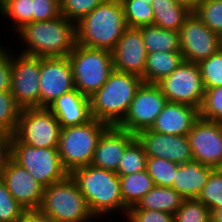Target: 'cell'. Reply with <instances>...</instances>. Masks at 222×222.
<instances>
[{"label":"cell","mask_w":222,"mask_h":222,"mask_svg":"<svg viewBox=\"0 0 222 222\" xmlns=\"http://www.w3.org/2000/svg\"><path fill=\"white\" fill-rule=\"evenodd\" d=\"M69 175L84 195L91 213L97 220L104 217L107 220V216L113 220L110 216L116 212L120 214V219L126 217L129 208L123 203L120 179L116 172L90 164L73 170Z\"/></svg>","instance_id":"obj_1"},{"label":"cell","mask_w":222,"mask_h":222,"mask_svg":"<svg viewBox=\"0 0 222 222\" xmlns=\"http://www.w3.org/2000/svg\"><path fill=\"white\" fill-rule=\"evenodd\" d=\"M13 38H19L21 51L37 57H67L77 44L76 23L64 16L24 25ZM23 42V43H22ZM25 46V47H24Z\"/></svg>","instance_id":"obj_2"},{"label":"cell","mask_w":222,"mask_h":222,"mask_svg":"<svg viewBox=\"0 0 222 222\" xmlns=\"http://www.w3.org/2000/svg\"><path fill=\"white\" fill-rule=\"evenodd\" d=\"M127 28L120 0H104L76 23L77 44L112 51Z\"/></svg>","instance_id":"obj_3"},{"label":"cell","mask_w":222,"mask_h":222,"mask_svg":"<svg viewBox=\"0 0 222 222\" xmlns=\"http://www.w3.org/2000/svg\"><path fill=\"white\" fill-rule=\"evenodd\" d=\"M142 78L114 70L90 100L92 118L109 126H118L128 113Z\"/></svg>","instance_id":"obj_4"},{"label":"cell","mask_w":222,"mask_h":222,"mask_svg":"<svg viewBox=\"0 0 222 222\" xmlns=\"http://www.w3.org/2000/svg\"><path fill=\"white\" fill-rule=\"evenodd\" d=\"M39 209L54 222L97 221L70 175L44 188Z\"/></svg>","instance_id":"obj_5"},{"label":"cell","mask_w":222,"mask_h":222,"mask_svg":"<svg viewBox=\"0 0 222 222\" xmlns=\"http://www.w3.org/2000/svg\"><path fill=\"white\" fill-rule=\"evenodd\" d=\"M108 127L106 123L92 118L82 125L61 128L59 157L69 174L91 164L99 138Z\"/></svg>","instance_id":"obj_6"},{"label":"cell","mask_w":222,"mask_h":222,"mask_svg":"<svg viewBox=\"0 0 222 222\" xmlns=\"http://www.w3.org/2000/svg\"><path fill=\"white\" fill-rule=\"evenodd\" d=\"M67 57L72 67L75 89L88 98L103 86L114 71L112 52L105 49L76 44Z\"/></svg>","instance_id":"obj_7"},{"label":"cell","mask_w":222,"mask_h":222,"mask_svg":"<svg viewBox=\"0 0 222 222\" xmlns=\"http://www.w3.org/2000/svg\"><path fill=\"white\" fill-rule=\"evenodd\" d=\"M12 159L22 166L44 188L64 180V169L58 147L36 148L12 136Z\"/></svg>","instance_id":"obj_8"},{"label":"cell","mask_w":222,"mask_h":222,"mask_svg":"<svg viewBox=\"0 0 222 222\" xmlns=\"http://www.w3.org/2000/svg\"><path fill=\"white\" fill-rule=\"evenodd\" d=\"M61 126L48 108L21 109L15 136L36 148L58 147Z\"/></svg>","instance_id":"obj_9"},{"label":"cell","mask_w":222,"mask_h":222,"mask_svg":"<svg viewBox=\"0 0 222 222\" xmlns=\"http://www.w3.org/2000/svg\"><path fill=\"white\" fill-rule=\"evenodd\" d=\"M156 85L168 102H176L200 109L205 88L199 65L183 61L169 76Z\"/></svg>","instance_id":"obj_10"},{"label":"cell","mask_w":222,"mask_h":222,"mask_svg":"<svg viewBox=\"0 0 222 222\" xmlns=\"http://www.w3.org/2000/svg\"><path fill=\"white\" fill-rule=\"evenodd\" d=\"M13 50L12 48L11 94L21 109L40 107V57Z\"/></svg>","instance_id":"obj_11"},{"label":"cell","mask_w":222,"mask_h":222,"mask_svg":"<svg viewBox=\"0 0 222 222\" xmlns=\"http://www.w3.org/2000/svg\"><path fill=\"white\" fill-rule=\"evenodd\" d=\"M166 103L167 98L156 84L142 83L118 127L135 135L150 129Z\"/></svg>","instance_id":"obj_12"},{"label":"cell","mask_w":222,"mask_h":222,"mask_svg":"<svg viewBox=\"0 0 222 222\" xmlns=\"http://www.w3.org/2000/svg\"><path fill=\"white\" fill-rule=\"evenodd\" d=\"M180 51L184 61L199 64L221 48V37L193 12L180 29Z\"/></svg>","instance_id":"obj_13"},{"label":"cell","mask_w":222,"mask_h":222,"mask_svg":"<svg viewBox=\"0 0 222 222\" xmlns=\"http://www.w3.org/2000/svg\"><path fill=\"white\" fill-rule=\"evenodd\" d=\"M40 107L48 108L57 98L75 90L68 57H40Z\"/></svg>","instance_id":"obj_14"},{"label":"cell","mask_w":222,"mask_h":222,"mask_svg":"<svg viewBox=\"0 0 222 222\" xmlns=\"http://www.w3.org/2000/svg\"><path fill=\"white\" fill-rule=\"evenodd\" d=\"M187 136L193 160L222 169V123L199 117Z\"/></svg>","instance_id":"obj_15"},{"label":"cell","mask_w":222,"mask_h":222,"mask_svg":"<svg viewBox=\"0 0 222 222\" xmlns=\"http://www.w3.org/2000/svg\"><path fill=\"white\" fill-rule=\"evenodd\" d=\"M136 138L147 157L167 159L179 165L193 160L187 135L174 136L145 129L139 131Z\"/></svg>","instance_id":"obj_16"},{"label":"cell","mask_w":222,"mask_h":222,"mask_svg":"<svg viewBox=\"0 0 222 222\" xmlns=\"http://www.w3.org/2000/svg\"><path fill=\"white\" fill-rule=\"evenodd\" d=\"M111 52L114 70L142 77L147 53L140 28L127 27Z\"/></svg>","instance_id":"obj_17"},{"label":"cell","mask_w":222,"mask_h":222,"mask_svg":"<svg viewBox=\"0 0 222 222\" xmlns=\"http://www.w3.org/2000/svg\"><path fill=\"white\" fill-rule=\"evenodd\" d=\"M1 179L23 209H39L44 187L26 169L11 159Z\"/></svg>","instance_id":"obj_18"},{"label":"cell","mask_w":222,"mask_h":222,"mask_svg":"<svg viewBox=\"0 0 222 222\" xmlns=\"http://www.w3.org/2000/svg\"><path fill=\"white\" fill-rule=\"evenodd\" d=\"M135 138V134L118 126H109L99 138L91 165L116 172L126 147Z\"/></svg>","instance_id":"obj_19"},{"label":"cell","mask_w":222,"mask_h":222,"mask_svg":"<svg viewBox=\"0 0 222 222\" xmlns=\"http://www.w3.org/2000/svg\"><path fill=\"white\" fill-rule=\"evenodd\" d=\"M199 117L198 108L167 101L150 130L174 136L187 135Z\"/></svg>","instance_id":"obj_20"},{"label":"cell","mask_w":222,"mask_h":222,"mask_svg":"<svg viewBox=\"0 0 222 222\" xmlns=\"http://www.w3.org/2000/svg\"><path fill=\"white\" fill-rule=\"evenodd\" d=\"M48 109L57 118L61 128L82 125L92 119L90 100L77 89L57 98Z\"/></svg>","instance_id":"obj_21"},{"label":"cell","mask_w":222,"mask_h":222,"mask_svg":"<svg viewBox=\"0 0 222 222\" xmlns=\"http://www.w3.org/2000/svg\"><path fill=\"white\" fill-rule=\"evenodd\" d=\"M215 168L191 160L178 165L173 189L185 199H197Z\"/></svg>","instance_id":"obj_22"},{"label":"cell","mask_w":222,"mask_h":222,"mask_svg":"<svg viewBox=\"0 0 222 222\" xmlns=\"http://www.w3.org/2000/svg\"><path fill=\"white\" fill-rule=\"evenodd\" d=\"M184 61L181 51L147 53L143 83L156 84Z\"/></svg>","instance_id":"obj_23"},{"label":"cell","mask_w":222,"mask_h":222,"mask_svg":"<svg viewBox=\"0 0 222 222\" xmlns=\"http://www.w3.org/2000/svg\"><path fill=\"white\" fill-rule=\"evenodd\" d=\"M185 198L173 188L154 186L135 206L129 209L163 211L174 215Z\"/></svg>","instance_id":"obj_24"},{"label":"cell","mask_w":222,"mask_h":222,"mask_svg":"<svg viewBox=\"0 0 222 222\" xmlns=\"http://www.w3.org/2000/svg\"><path fill=\"white\" fill-rule=\"evenodd\" d=\"M151 5L154 14L153 25L167 30L180 32L185 20L192 13L174 0H153Z\"/></svg>","instance_id":"obj_25"},{"label":"cell","mask_w":222,"mask_h":222,"mask_svg":"<svg viewBox=\"0 0 222 222\" xmlns=\"http://www.w3.org/2000/svg\"><path fill=\"white\" fill-rule=\"evenodd\" d=\"M146 53L180 51L179 31L155 25L140 27Z\"/></svg>","instance_id":"obj_26"},{"label":"cell","mask_w":222,"mask_h":222,"mask_svg":"<svg viewBox=\"0 0 222 222\" xmlns=\"http://www.w3.org/2000/svg\"><path fill=\"white\" fill-rule=\"evenodd\" d=\"M123 203L135 206L155 185L147 170L119 176Z\"/></svg>","instance_id":"obj_27"},{"label":"cell","mask_w":222,"mask_h":222,"mask_svg":"<svg viewBox=\"0 0 222 222\" xmlns=\"http://www.w3.org/2000/svg\"><path fill=\"white\" fill-rule=\"evenodd\" d=\"M0 17L3 21L7 19L9 24L11 22L9 31L16 33L24 25L33 22L32 0H10L0 9Z\"/></svg>","instance_id":"obj_28"},{"label":"cell","mask_w":222,"mask_h":222,"mask_svg":"<svg viewBox=\"0 0 222 222\" xmlns=\"http://www.w3.org/2000/svg\"><path fill=\"white\" fill-rule=\"evenodd\" d=\"M127 27L140 28L154 24L152 5L144 0H120Z\"/></svg>","instance_id":"obj_29"},{"label":"cell","mask_w":222,"mask_h":222,"mask_svg":"<svg viewBox=\"0 0 222 222\" xmlns=\"http://www.w3.org/2000/svg\"><path fill=\"white\" fill-rule=\"evenodd\" d=\"M147 155L142 144L135 138L125 149L118 165V176L131 175L146 170Z\"/></svg>","instance_id":"obj_30"},{"label":"cell","mask_w":222,"mask_h":222,"mask_svg":"<svg viewBox=\"0 0 222 222\" xmlns=\"http://www.w3.org/2000/svg\"><path fill=\"white\" fill-rule=\"evenodd\" d=\"M178 165L167 159L147 157L146 170L153 179L154 185L173 188Z\"/></svg>","instance_id":"obj_31"},{"label":"cell","mask_w":222,"mask_h":222,"mask_svg":"<svg viewBox=\"0 0 222 222\" xmlns=\"http://www.w3.org/2000/svg\"><path fill=\"white\" fill-rule=\"evenodd\" d=\"M21 108L11 91L0 92V131L13 136L16 132Z\"/></svg>","instance_id":"obj_32"},{"label":"cell","mask_w":222,"mask_h":222,"mask_svg":"<svg viewBox=\"0 0 222 222\" xmlns=\"http://www.w3.org/2000/svg\"><path fill=\"white\" fill-rule=\"evenodd\" d=\"M193 13L211 31L222 37V0H202Z\"/></svg>","instance_id":"obj_33"},{"label":"cell","mask_w":222,"mask_h":222,"mask_svg":"<svg viewBox=\"0 0 222 222\" xmlns=\"http://www.w3.org/2000/svg\"><path fill=\"white\" fill-rule=\"evenodd\" d=\"M204 88L222 85V48L199 64Z\"/></svg>","instance_id":"obj_34"},{"label":"cell","mask_w":222,"mask_h":222,"mask_svg":"<svg viewBox=\"0 0 222 222\" xmlns=\"http://www.w3.org/2000/svg\"><path fill=\"white\" fill-rule=\"evenodd\" d=\"M173 222H210V209L198 199H185Z\"/></svg>","instance_id":"obj_35"},{"label":"cell","mask_w":222,"mask_h":222,"mask_svg":"<svg viewBox=\"0 0 222 222\" xmlns=\"http://www.w3.org/2000/svg\"><path fill=\"white\" fill-rule=\"evenodd\" d=\"M199 113L200 118L222 123V85L215 88H205Z\"/></svg>","instance_id":"obj_36"},{"label":"cell","mask_w":222,"mask_h":222,"mask_svg":"<svg viewBox=\"0 0 222 222\" xmlns=\"http://www.w3.org/2000/svg\"><path fill=\"white\" fill-rule=\"evenodd\" d=\"M211 210L222 208V169H215L197 198Z\"/></svg>","instance_id":"obj_37"},{"label":"cell","mask_w":222,"mask_h":222,"mask_svg":"<svg viewBox=\"0 0 222 222\" xmlns=\"http://www.w3.org/2000/svg\"><path fill=\"white\" fill-rule=\"evenodd\" d=\"M104 0H60V13L69 21L79 22Z\"/></svg>","instance_id":"obj_38"},{"label":"cell","mask_w":222,"mask_h":222,"mask_svg":"<svg viewBox=\"0 0 222 222\" xmlns=\"http://www.w3.org/2000/svg\"><path fill=\"white\" fill-rule=\"evenodd\" d=\"M23 210L0 178V222H17Z\"/></svg>","instance_id":"obj_39"},{"label":"cell","mask_w":222,"mask_h":222,"mask_svg":"<svg viewBox=\"0 0 222 222\" xmlns=\"http://www.w3.org/2000/svg\"><path fill=\"white\" fill-rule=\"evenodd\" d=\"M33 22L48 21L61 16L60 0H32Z\"/></svg>","instance_id":"obj_40"},{"label":"cell","mask_w":222,"mask_h":222,"mask_svg":"<svg viewBox=\"0 0 222 222\" xmlns=\"http://www.w3.org/2000/svg\"><path fill=\"white\" fill-rule=\"evenodd\" d=\"M125 220L127 222H173V215L157 210L128 209Z\"/></svg>","instance_id":"obj_41"},{"label":"cell","mask_w":222,"mask_h":222,"mask_svg":"<svg viewBox=\"0 0 222 222\" xmlns=\"http://www.w3.org/2000/svg\"><path fill=\"white\" fill-rule=\"evenodd\" d=\"M11 48L0 40V92L11 88Z\"/></svg>","instance_id":"obj_42"},{"label":"cell","mask_w":222,"mask_h":222,"mask_svg":"<svg viewBox=\"0 0 222 222\" xmlns=\"http://www.w3.org/2000/svg\"><path fill=\"white\" fill-rule=\"evenodd\" d=\"M12 159V136L0 131V178Z\"/></svg>","instance_id":"obj_43"},{"label":"cell","mask_w":222,"mask_h":222,"mask_svg":"<svg viewBox=\"0 0 222 222\" xmlns=\"http://www.w3.org/2000/svg\"><path fill=\"white\" fill-rule=\"evenodd\" d=\"M17 222H54L40 209H24Z\"/></svg>","instance_id":"obj_44"},{"label":"cell","mask_w":222,"mask_h":222,"mask_svg":"<svg viewBox=\"0 0 222 222\" xmlns=\"http://www.w3.org/2000/svg\"><path fill=\"white\" fill-rule=\"evenodd\" d=\"M174 1L177 2L178 4L185 6L190 11L193 12L202 0H174Z\"/></svg>","instance_id":"obj_45"},{"label":"cell","mask_w":222,"mask_h":222,"mask_svg":"<svg viewBox=\"0 0 222 222\" xmlns=\"http://www.w3.org/2000/svg\"><path fill=\"white\" fill-rule=\"evenodd\" d=\"M210 222H222V208L210 211Z\"/></svg>","instance_id":"obj_46"},{"label":"cell","mask_w":222,"mask_h":222,"mask_svg":"<svg viewBox=\"0 0 222 222\" xmlns=\"http://www.w3.org/2000/svg\"><path fill=\"white\" fill-rule=\"evenodd\" d=\"M10 0H0V9L6 4L8 3Z\"/></svg>","instance_id":"obj_47"},{"label":"cell","mask_w":222,"mask_h":222,"mask_svg":"<svg viewBox=\"0 0 222 222\" xmlns=\"http://www.w3.org/2000/svg\"><path fill=\"white\" fill-rule=\"evenodd\" d=\"M147 1L149 4H152L153 0H144Z\"/></svg>","instance_id":"obj_48"}]
</instances>
